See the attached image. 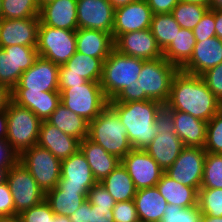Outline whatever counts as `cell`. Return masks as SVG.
Here are the masks:
<instances>
[{"mask_svg":"<svg viewBox=\"0 0 222 222\" xmlns=\"http://www.w3.org/2000/svg\"><path fill=\"white\" fill-rule=\"evenodd\" d=\"M166 105L173 111L186 112L206 122L222 108V104L208 89L201 76L181 70L173 76Z\"/></svg>","mask_w":222,"mask_h":222,"instance_id":"cell-1","label":"cell"},{"mask_svg":"<svg viewBox=\"0 0 222 222\" xmlns=\"http://www.w3.org/2000/svg\"><path fill=\"white\" fill-rule=\"evenodd\" d=\"M178 68L164 57L155 60H146L143 63L138 80L125 87L113 100L108 103L136 102L154 100L166 104L173 76Z\"/></svg>","mask_w":222,"mask_h":222,"instance_id":"cell-2","label":"cell"},{"mask_svg":"<svg viewBox=\"0 0 222 222\" xmlns=\"http://www.w3.org/2000/svg\"><path fill=\"white\" fill-rule=\"evenodd\" d=\"M108 104L117 112L121 123L126 127L132 148L146 149L157 135L155 117L162 104L154 100Z\"/></svg>","mask_w":222,"mask_h":222,"instance_id":"cell-3","label":"cell"},{"mask_svg":"<svg viewBox=\"0 0 222 222\" xmlns=\"http://www.w3.org/2000/svg\"><path fill=\"white\" fill-rule=\"evenodd\" d=\"M87 138L120 160L133 149L127 137L126 127L109 104L89 122Z\"/></svg>","mask_w":222,"mask_h":222,"instance_id":"cell-4","label":"cell"},{"mask_svg":"<svg viewBox=\"0 0 222 222\" xmlns=\"http://www.w3.org/2000/svg\"><path fill=\"white\" fill-rule=\"evenodd\" d=\"M157 135L144 149L165 172L184 149V143L175 133L173 110L162 104L155 117Z\"/></svg>","mask_w":222,"mask_h":222,"instance_id":"cell-5","label":"cell"},{"mask_svg":"<svg viewBox=\"0 0 222 222\" xmlns=\"http://www.w3.org/2000/svg\"><path fill=\"white\" fill-rule=\"evenodd\" d=\"M146 60L130 57L113 49L103 62L100 85L108 101L113 100L125 87L138 80Z\"/></svg>","mask_w":222,"mask_h":222,"instance_id":"cell-6","label":"cell"},{"mask_svg":"<svg viewBox=\"0 0 222 222\" xmlns=\"http://www.w3.org/2000/svg\"><path fill=\"white\" fill-rule=\"evenodd\" d=\"M6 139L20 155L37 145L41 120L28 108L19 106L11 99L6 105Z\"/></svg>","mask_w":222,"mask_h":222,"instance_id":"cell-7","label":"cell"},{"mask_svg":"<svg viewBox=\"0 0 222 222\" xmlns=\"http://www.w3.org/2000/svg\"><path fill=\"white\" fill-rule=\"evenodd\" d=\"M60 102L88 122L93 121L108 105L100 82L92 81L65 88L60 92Z\"/></svg>","mask_w":222,"mask_h":222,"instance_id":"cell-8","label":"cell"},{"mask_svg":"<svg viewBox=\"0 0 222 222\" xmlns=\"http://www.w3.org/2000/svg\"><path fill=\"white\" fill-rule=\"evenodd\" d=\"M19 162L45 193L57 186L61 177V160L48 149L34 145L19 155Z\"/></svg>","mask_w":222,"mask_h":222,"instance_id":"cell-9","label":"cell"},{"mask_svg":"<svg viewBox=\"0 0 222 222\" xmlns=\"http://www.w3.org/2000/svg\"><path fill=\"white\" fill-rule=\"evenodd\" d=\"M37 53L54 64H65L77 51L76 31L59 29L39 23Z\"/></svg>","mask_w":222,"mask_h":222,"instance_id":"cell-10","label":"cell"},{"mask_svg":"<svg viewBox=\"0 0 222 222\" xmlns=\"http://www.w3.org/2000/svg\"><path fill=\"white\" fill-rule=\"evenodd\" d=\"M6 182L14 201V215L21 214L45 199V192L19 161L8 171Z\"/></svg>","mask_w":222,"mask_h":222,"instance_id":"cell-11","label":"cell"},{"mask_svg":"<svg viewBox=\"0 0 222 222\" xmlns=\"http://www.w3.org/2000/svg\"><path fill=\"white\" fill-rule=\"evenodd\" d=\"M37 57L36 47L13 45L0 48V84L11 91Z\"/></svg>","mask_w":222,"mask_h":222,"instance_id":"cell-12","label":"cell"},{"mask_svg":"<svg viewBox=\"0 0 222 222\" xmlns=\"http://www.w3.org/2000/svg\"><path fill=\"white\" fill-rule=\"evenodd\" d=\"M206 153L204 148L185 146L165 173L175 181L199 190Z\"/></svg>","mask_w":222,"mask_h":222,"instance_id":"cell-13","label":"cell"},{"mask_svg":"<svg viewBox=\"0 0 222 222\" xmlns=\"http://www.w3.org/2000/svg\"><path fill=\"white\" fill-rule=\"evenodd\" d=\"M59 65L38 56L11 91H59Z\"/></svg>","mask_w":222,"mask_h":222,"instance_id":"cell-14","label":"cell"},{"mask_svg":"<svg viewBox=\"0 0 222 222\" xmlns=\"http://www.w3.org/2000/svg\"><path fill=\"white\" fill-rule=\"evenodd\" d=\"M121 163L132 178L136 190L155 187L164 173L145 150L132 149Z\"/></svg>","mask_w":222,"mask_h":222,"instance_id":"cell-15","label":"cell"},{"mask_svg":"<svg viewBox=\"0 0 222 222\" xmlns=\"http://www.w3.org/2000/svg\"><path fill=\"white\" fill-rule=\"evenodd\" d=\"M114 7L108 0H77L78 29H94L111 33Z\"/></svg>","mask_w":222,"mask_h":222,"instance_id":"cell-16","label":"cell"},{"mask_svg":"<svg viewBox=\"0 0 222 222\" xmlns=\"http://www.w3.org/2000/svg\"><path fill=\"white\" fill-rule=\"evenodd\" d=\"M152 10L146 0H138L114 10L112 37L114 41L124 33L150 28Z\"/></svg>","mask_w":222,"mask_h":222,"instance_id":"cell-17","label":"cell"},{"mask_svg":"<svg viewBox=\"0 0 222 222\" xmlns=\"http://www.w3.org/2000/svg\"><path fill=\"white\" fill-rule=\"evenodd\" d=\"M96 183L86 157L80 149L61 161V177L57 184L60 189L90 190Z\"/></svg>","mask_w":222,"mask_h":222,"instance_id":"cell-18","label":"cell"},{"mask_svg":"<svg viewBox=\"0 0 222 222\" xmlns=\"http://www.w3.org/2000/svg\"><path fill=\"white\" fill-rule=\"evenodd\" d=\"M39 17L0 20V48L13 45L37 47Z\"/></svg>","mask_w":222,"mask_h":222,"instance_id":"cell-19","label":"cell"},{"mask_svg":"<svg viewBox=\"0 0 222 222\" xmlns=\"http://www.w3.org/2000/svg\"><path fill=\"white\" fill-rule=\"evenodd\" d=\"M115 49L130 57L155 60L163 57L150 28L121 34L115 41Z\"/></svg>","mask_w":222,"mask_h":222,"instance_id":"cell-20","label":"cell"},{"mask_svg":"<svg viewBox=\"0 0 222 222\" xmlns=\"http://www.w3.org/2000/svg\"><path fill=\"white\" fill-rule=\"evenodd\" d=\"M220 63H222V40L215 36L205 41H196L190 60L180 70L200 76Z\"/></svg>","mask_w":222,"mask_h":222,"instance_id":"cell-21","label":"cell"},{"mask_svg":"<svg viewBox=\"0 0 222 222\" xmlns=\"http://www.w3.org/2000/svg\"><path fill=\"white\" fill-rule=\"evenodd\" d=\"M37 145L64 160L80 149V140L59 130L47 120L41 122Z\"/></svg>","mask_w":222,"mask_h":222,"instance_id":"cell-22","label":"cell"},{"mask_svg":"<svg viewBox=\"0 0 222 222\" xmlns=\"http://www.w3.org/2000/svg\"><path fill=\"white\" fill-rule=\"evenodd\" d=\"M39 19L50 27L77 31V0L48 2L40 7Z\"/></svg>","mask_w":222,"mask_h":222,"instance_id":"cell-23","label":"cell"},{"mask_svg":"<svg viewBox=\"0 0 222 222\" xmlns=\"http://www.w3.org/2000/svg\"><path fill=\"white\" fill-rule=\"evenodd\" d=\"M11 100L31 110L41 121L47 120L60 102L59 91H10Z\"/></svg>","mask_w":222,"mask_h":222,"instance_id":"cell-24","label":"cell"},{"mask_svg":"<svg viewBox=\"0 0 222 222\" xmlns=\"http://www.w3.org/2000/svg\"><path fill=\"white\" fill-rule=\"evenodd\" d=\"M115 48L111 33L94 29H78L76 31V50L103 62Z\"/></svg>","mask_w":222,"mask_h":222,"instance_id":"cell-25","label":"cell"},{"mask_svg":"<svg viewBox=\"0 0 222 222\" xmlns=\"http://www.w3.org/2000/svg\"><path fill=\"white\" fill-rule=\"evenodd\" d=\"M80 150L86 157L97 182L105 179L121 163L120 159L109 154L100 145L92 142L88 138L80 141Z\"/></svg>","mask_w":222,"mask_h":222,"instance_id":"cell-26","label":"cell"},{"mask_svg":"<svg viewBox=\"0 0 222 222\" xmlns=\"http://www.w3.org/2000/svg\"><path fill=\"white\" fill-rule=\"evenodd\" d=\"M175 133L184 143V146L204 148L206 142L207 122L192 115L173 111Z\"/></svg>","mask_w":222,"mask_h":222,"instance_id":"cell-27","label":"cell"},{"mask_svg":"<svg viewBox=\"0 0 222 222\" xmlns=\"http://www.w3.org/2000/svg\"><path fill=\"white\" fill-rule=\"evenodd\" d=\"M133 201L140 222H160L168 205L156 186L137 190Z\"/></svg>","mask_w":222,"mask_h":222,"instance_id":"cell-28","label":"cell"},{"mask_svg":"<svg viewBox=\"0 0 222 222\" xmlns=\"http://www.w3.org/2000/svg\"><path fill=\"white\" fill-rule=\"evenodd\" d=\"M156 187L168 204L176 205L180 208L198 206V190L175 181L165 172Z\"/></svg>","mask_w":222,"mask_h":222,"instance_id":"cell-29","label":"cell"},{"mask_svg":"<svg viewBox=\"0 0 222 222\" xmlns=\"http://www.w3.org/2000/svg\"><path fill=\"white\" fill-rule=\"evenodd\" d=\"M89 190L54 189L45 193V200L49 203L55 215L70 217L86 200Z\"/></svg>","mask_w":222,"mask_h":222,"instance_id":"cell-30","label":"cell"},{"mask_svg":"<svg viewBox=\"0 0 222 222\" xmlns=\"http://www.w3.org/2000/svg\"><path fill=\"white\" fill-rule=\"evenodd\" d=\"M103 61L78 51L63 65L59 66V74H75L87 81L100 82Z\"/></svg>","mask_w":222,"mask_h":222,"instance_id":"cell-31","label":"cell"},{"mask_svg":"<svg viewBox=\"0 0 222 222\" xmlns=\"http://www.w3.org/2000/svg\"><path fill=\"white\" fill-rule=\"evenodd\" d=\"M47 121L62 132L80 141L88 137L89 122L61 103Z\"/></svg>","mask_w":222,"mask_h":222,"instance_id":"cell-32","label":"cell"},{"mask_svg":"<svg viewBox=\"0 0 222 222\" xmlns=\"http://www.w3.org/2000/svg\"><path fill=\"white\" fill-rule=\"evenodd\" d=\"M100 183L111 194L116 203L133 200L136 195L137 190L133 180L122 163Z\"/></svg>","mask_w":222,"mask_h":222,"instance_id":"cell-33","label":"cell"},{"mask_svg":"<svg viewBox=\"0 0 222 222\" xmlns=\"http://www.w3.org/2000/svg\"><path fill=\"white\" fill-rule=\"evenodd\" d=\"M195 44L193 30L181 28L174 41L163 51V57L180 70L190 60Z\"/></svg>","mask_w":222,"mask_h":222,"instance_id":"cell-34","label":"cell"},{"mask_svg":"<svg viewBox=\"0 0 222 222\" xmlns=\"http://www.w3.org/2000/svg\"><path fill=\"white\" fill-rule=\"evenodd\" d=\"M180 29L171 13L153 14L150 31L162 52L174 41Z\"/></svg>","mask_w":222,"mask_h":222,"instance_id":"cell-35","label":"cell"},{"mask_svg":"<svg viewBox=\"0 0 222 222\" xmlns=\"http://www.w3.org/2000/svg\"><path fill=\"white\" fill-rule=\"evenodd\" d=\"M208 9L206 6L180 1L171 14L181 28L193 30Z\"/></svg>","mask_w":222,"mask_h":222,"instance_id":"cell-36","label":"cell"},{"mask_svg":"<svg viewBox=\"0 0 222 222\" xmlns=\"http://www.w3.org/2000/svg\"><path fill=\"white\" fill-rule=\"evenodd\" d=\"M37 0H2V19L39 17Z\"/></svg>","mask_w":222,"mask_h":222,"instance_id":"cell-37","label":"cell"},{"mask_svg":"<svg viewBox=\"0 0 222 222\" xmlns=\"http://www.w3.org/2000/svg\"><path fill=\"white\" fill-rule=\"evenodd\" d=\"M200 188H222V154L206 153Z\"/></svg>","mask_w":222,"mask_h":222,"instance_id":"cell-38","label":"cell"},{"mask_svg":"<svg viewBox=\"0 0 222 222\" xmlns=\"http://www.w3.org/2000/svg\"><path fill=\"white\" fill-rule=\"evenodd\" d=\"M198 207L202 215L222 217V188H200Z\"/></svg>","mask_w":222,"mask_h":222,"instance_id":"cell-39","label":"cell"},{"mask_svg":"<svg viewBox=\"0 0 222 222\" xmlns=\"http://www.w3.org/2000/svg\"><path fill=\"white\" fill-rule=\"evenodd\" d=\"M204 150L208 153L222 154V108L207 122Z\"/></svg>","mask_w":222,"mask_h":222,"instance_id":"cell-40","label":"cell"},{"mask_svg":"<svg viewBox=\"0 0 222 222\" xmlns=\"http://www.w3.org/2000/svg\"><path fill=\"white\" fill-rule=\"evenodd\" d=\"M202 213L198 206L191 208H180L168 204L165 214L160 222H201Z\"/></svg>","mask_w":222,"mask_h":222,"instance_id":"cell-41","label":"cell"},{"mask_svg":"<svg viewBox=\"0 0 222 222\" xmlns=\"http://www.w3.org/2000/svg\"><path fill=\"white\" fill-rule=\"evenodd\" d=\"M21 222H55V213L44 199L39 204L19 214Z\"/></svg>","mask_w":222,"mask_h":222,"instance_id":"cell-42","label":"cell"},{"mask_svg":"<svg viewBox=\"0 0 222 222\" xmlns=\"http://www.w3.org/2000/svg\"><path fill=\"white\" fill-rule=\"evenodd\" d=\"M196 41H205L208 38L215 37V10L208 9L202 16L199 23L193 29Z\"/></svg>","mask_w":222,"mask_h":222,"instance_id":"cell-43","label":"cell"},{"mask_svg":"<svg viewBox=\"0 0 222 222\" xmlns=\"http://www.w3.org/2000/svg\"><path fill=\"white\" fill-rule=\"evenodd\" d=\"M200 76L208 86V89L222 104V63L208 69Z\"/></svg>","mask_w":222,"mask_h":222,"instance_id":"cell-44","label":"cell"},{"mask_svg":"<svg viewBox=\"0 0 222 222\" xmlns=\"http://www.w3.org/2000/svg\"><path fill=\"white\" fill-rule=\"evenodd\" d=\"M87 200L91 205L108 207L113 209L116 202L111 194L104 188V186L97 182L88 192Z\"/></svg>","mask_w":222,"mask_h":222,"instance_id":"cell-45","label":"cell"},{"mask_svg":"<svg viewBox=\"0 0 222 222\" xmlns=\"http://www.w3.org/2000/svg\"><path fill=\"white\" fill-rule=\"evenodd\" d=\"M112 210L114 222H140L133 200L117 202Z\"/></svg>","mask_w":222,"mask_h":222,"instance_id":"cell-46","label":"cell"},{"mask_svg":"<svg viewBox=\"0 0 222 222\" xmlns=\"http://www.w3.org/2000/svg\"><path fill=\"white\" fill-rule=\"evenodd\" d=\"M19 161V154L6 138L0 139V167L12 168Z\"/></svg>","mask_w":222,"mask_h":222,"instance_id":"cell-47","label":"cell"},{"mask_svg":"<svg viewBox=\"0 0 222 222\" xmlns=\"http://www.w3.org/2000/svg\"><path fill=\"white\" fill-rule=\"evenodd\" d=\"M14 215V201L8 183L0 184V217Z\"/></svg>","mask_w":222,"mask_h":222,"instance_id":"cell-48","label":"cell"},{"mask_svg":"<svg viewBox=\"0 0 222 222\" xmlns=\"http://www.w3.org/2000/svg\"><path fill=\"white\" fill-rule=\"evenodd\" d=\"M88 222H114L113 210L91 205L88 201Z\"/></svg>","mask_w":222,"mask_h":222,"instance_id":"cell-49","label":"cell"},{"mask_svg":"<svg viewBox=\"0 0 222 222\" xmlns=\"http://www.w3.org/2000/svg\"><path fill=\"white\" fill-rule=\"evenodd\" d=\"M153 14L171 13L180 0H146Z\"/></svg>","mask_w":222,"mask_h":222,"instance_id":"cell-50","label":"cell"},{"mask_svg":"<svg viewBox=\"0 0 222 222\" xmlns=\"http://www.w3.org/2000/svg\"><path fill=\"white\" fill-rule=\"evenodd\" d=\"M87 82L86 79L75 74H59V92H62L65 88H70L75 85H83Z\"/></svg>","mask_w":222,"mask_h":222,"instance_id":"cell-51","label":"cell"},{"mask_svg":"<svg viewBox=\"0 0 222 222\" xmlns=\"http://www.w3.org/2000/svg\"><path fill=\"white\" fill-rule=\"evenodd\" d=\"M69 218L71 222H88V200H86Z\"/></svg>","mask_w":222,"mask_h":222,"instance_id":"cell-52","label":"cell"},{"mask_svg":"<svg viewBox=\"0 0 222 222\" xmlns=\"http://www.w3.org/2000/svg\"><path fill=\"white\" fill-rule=\"evenodd\" d=\"M10 99V91L5 86L0 84V112L6 109V105Z\"/></svg>","mask_w":222,"mask_h":222,"instance_id":"cell-53","label":"cell"},{"mask_svg":"<svg viewBox=\"0 0 222 222\" xmlns=\"http://www.w3.org/2000/svg\"><path fill=\"white\" fill-rule=\"evenodd\" d=\"M216 36L222 40V10H215Z\"/></svg>","mask_w":222,"mask_h":222,"instance_id":"cell-54","label":"cell"},{"mask_svg":"<svg viewBox=\"0 0 222 222\" xmlns=\"http://www.w3.org/2000/svg\"><path fill=\"white\" fill-rule=\"evenodd\" d=\"M7 136V115L6 110L0 112V139Z\"/></svg>","mask_w":222,"mask_h":222,"instance_id":"cell-55","label":"cell"},{"mask_svg":"<svg viewBox=\"0 0 222 222\" xmlns=\"http://www.w3.org/2000/svg\"><path fill=\"white\" fill-rule=\"evenodd\" d=\"M108 1L111 3L114 9H117L119 7L126 6L130 3L136 2L138 0H108Z\"/></svg>","mask_w":222,"mask_h":222,"instance_id":"cell-56","label":"cell"},{"mask_svg":"<svg viewBox=\"0 0 222 222\" xmlns=\"http://www.w3.org/2000/svg\"><path fill=\"white\" fill-rule=\"evenodd\" d=\"M181 2L191 3V4H199L202 6L210 7L211 0H180Z\"/></svg>","mask_w":222,"mask_h":222,"instance_id":"cell-57","label":"cell"},{"mask_svg":"<svg viewBox=\"0 0 222 222\" xmlns=\"http://www.w3.org/2000/svg\"><path fill=\"white\" fill-rule=\"evenodd\" d=\"M0 222H21L19 215H13V216H1Z\"/></svg>","mask_w":222,"mask_h":222,"instance_id":"cell-58","label":"cell"},{"mask_svg":"<svg viewBox=\"0 0 222 222\" xmlns=\"http://www.w3.org/2000/svg\"><path fill=\"white\" fill-rule=\"evenodd\" d=\"M210 10H222V0H211Z\"/></svg>","mask_w":222,"mask_h":222,"instance_id":"cell-59","label":"cell"},{"mask_svg":"<svg viewBox=\"0 0 222 222\" xmlns=\"http://www.w3.org/2000/svg\"><path fill=\"white\" fill-rule=\"evenodd\" d=\"M201 222H222V217L202 215Z\"/></svg>","mask_w":222,"mask_h":222,"instance_id":"cell-60","label":"cell"},{"mask_svg":"<svg viewBox=\"0 0 222 222\" xmlns=\"http://www.w3.org/2000/svg\"><path fill=\"white\" fill-rule=\"evenodd\" d=\"M10 169L11 168H1L0 167V184L7 180V174Z\"/></svg>","mask_w":222,"mask_h":222,"instance_id":"cell-61","label":"cell"},{"mask_svg":"<svg viewBox=\"0 0 222 222\" xmlns=\"http://www.w3.org/2000/svg\"><path fill=\"white\" fill-rule=\"evenodd\" d=\"M55 222H71L68 216L55 215Z\"/></svg>","mask_w":222,"mask_h":222,"instance_id":"cell-62","label":"cell"},{"mask_svg":"<svg viewBox=\"0 0 222 222\" xmlns=\"http://www.w3.org/2000/svg\"><path fill=\"white\" fill-rule=\"evenodd\" d=\"M53 0H37V3L39 5V7H41L42 5L48 3V2H51Z\"/></svg>","mask_w":222,"mask_h":222,"instance_id":"cell-63","label":"cell"},{"mask_svg":"<svg viewBox=\"0 0 222 222\" xmlns=\"http://www.w3.org/2000/svg\"><path fill=\"white\" fill-rule=\"evenodd\" d=\"M2 19V0H0V20Z\"/></svg>","mask_w":222,"mask_h":222,"instance_id":"cell-64","label":"cell"}]
</instances>
